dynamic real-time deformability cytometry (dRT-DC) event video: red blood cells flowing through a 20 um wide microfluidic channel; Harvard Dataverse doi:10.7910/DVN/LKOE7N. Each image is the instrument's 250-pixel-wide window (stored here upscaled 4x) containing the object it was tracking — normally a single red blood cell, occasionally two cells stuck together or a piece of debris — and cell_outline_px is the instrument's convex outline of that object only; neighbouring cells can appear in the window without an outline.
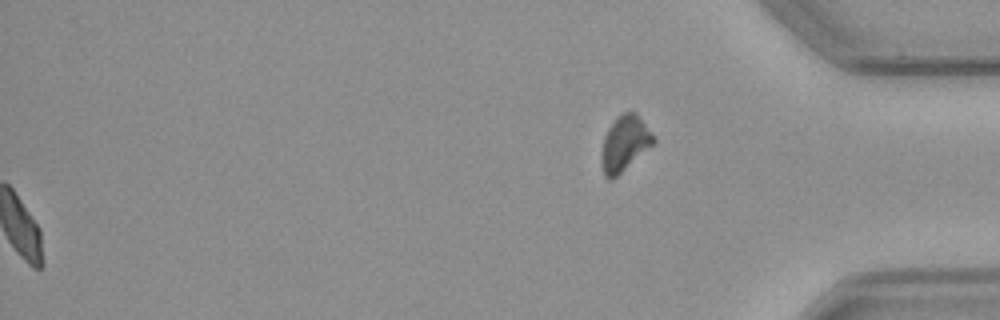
{"species": "common noctule bat (a hibernating species)", "species_latin": "Nyctalus noctula", "temperature_condition": "cold", "stored_images_in_passage": 58, "segment_of_instrument_passage": [2, 2], "camera_frame_rate_fps": 3000, "um_per_image_px": 0.085, "animal": {"sex": "male", "body_mass_g": 23.1, "forearm_length_mm": 52.7}, "frame": {"image": 1, "passage_image": 58, "time_ms": 19.0, "image_size_px": [1000, 320], "cell_outline_px": [[656, 140], [652, 144], [612, 180], [604, 176], [600, 160], [600, 156], [604, 136], [608, 128], [616, 116], [624, 112], [636, 112], [656, 136]], "centroid_in_image_um": [53.08, 12.16], "position_along_channel_um": 382.1, "area_um2": 16.76}}